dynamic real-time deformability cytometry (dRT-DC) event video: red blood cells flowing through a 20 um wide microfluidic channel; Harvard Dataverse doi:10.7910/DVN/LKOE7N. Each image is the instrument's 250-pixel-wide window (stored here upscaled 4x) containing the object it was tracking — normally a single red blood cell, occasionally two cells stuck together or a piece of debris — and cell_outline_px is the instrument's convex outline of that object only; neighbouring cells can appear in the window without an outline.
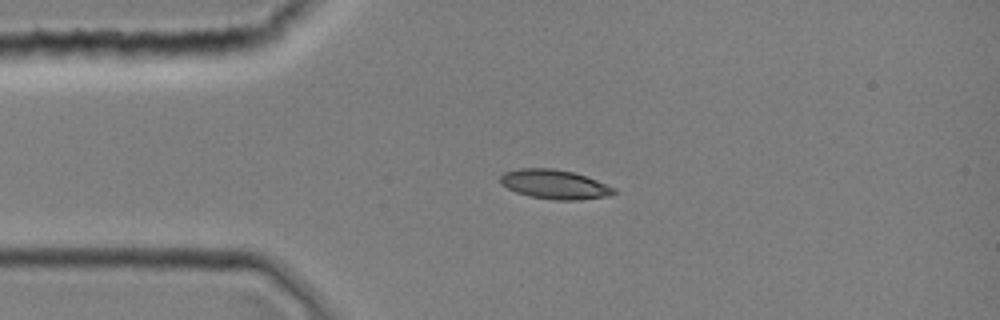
{"species": "common noctule bat (a hibernating species)", "species_latin": "Nyctalus noctula", "temperature_condition": "room temperature", "stored_images_in_passage": 1, "camera_frame_rate_fps": 3000, "um_per_image_px": 0.085, "animal": {"sex": "female", "body_mass_g": 19.0, "forearm_length_mm": 51.5}, "frame": {"image": 1, "passage_image": 1, "time_ms": 0.0, "image_size_px": [1000, 320], "cell_outline_px": [[616, 192], [608, 196], [580, 200], [552, 200], [528, 196], [516, 192], [500, 184], [500, 176], [504, 172], [520, 168], [552, 168], [572, 172], [596, 180], [616, 188]], "centroid_in_image_um": [47.12, 15.68], "position_along_channel_um": 37.9, "area_um2": 19.42}}